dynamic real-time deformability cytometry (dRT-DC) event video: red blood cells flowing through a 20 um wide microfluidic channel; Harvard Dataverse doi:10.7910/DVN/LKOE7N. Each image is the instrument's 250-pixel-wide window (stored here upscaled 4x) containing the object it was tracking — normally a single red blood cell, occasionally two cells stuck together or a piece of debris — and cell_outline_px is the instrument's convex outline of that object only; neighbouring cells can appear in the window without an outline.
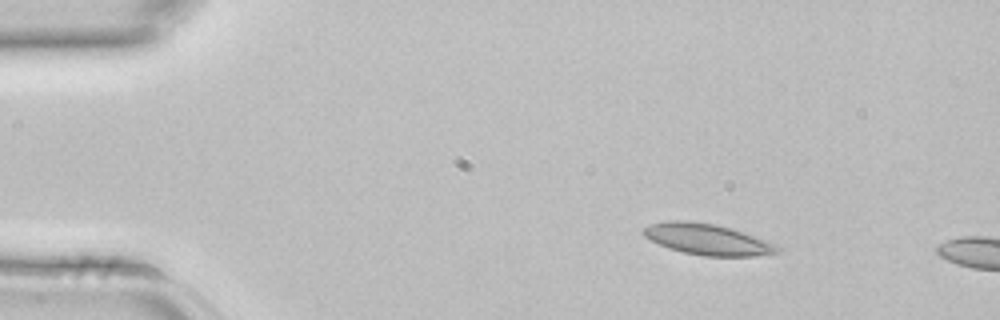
{"species": "common noctule bat (a hibernating species)", "species_latin": "Nyctalus noctula", "temperature_condition": "room temperature", "stored_images_in_passage": 2, "camera_frame_rate_fps": 3000, "um_per_image_px": 0.085, "animal": {"sex": "female", "body_mass_g": 22.7, "forearm_length_mm": 54.2}, "frame": {"image": 1, "passage_image": 1, "time_ms": 0.0, "image_size_px": [1000, 320], "cell_outline_px": [[784, 248], [780, 252], [756, 256], [704, 256], [684, 252], [668, 248], [644, 236], [640, 232], [644, 228], [652, 224], [668, 220], [688, 220], [716, 224], [732, 228], [776, 244]], "centroid_in_image_um": [60.16, 20.34], "position_along_channel_um": 24.8, "area_um2": 24.33}}